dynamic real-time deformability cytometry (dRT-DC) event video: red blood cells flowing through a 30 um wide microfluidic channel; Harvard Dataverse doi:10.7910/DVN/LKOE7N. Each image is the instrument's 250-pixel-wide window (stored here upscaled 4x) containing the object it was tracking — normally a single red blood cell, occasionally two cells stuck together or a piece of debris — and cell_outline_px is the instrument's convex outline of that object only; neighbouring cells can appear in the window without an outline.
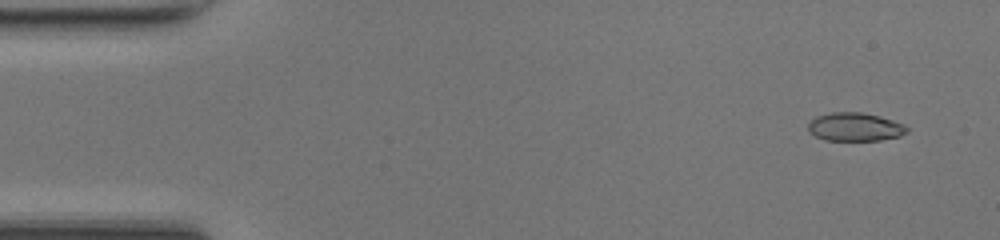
{"species": "common noctule bat (a hibernating species)", "species_latin": "Nyctalus noctula", "temperature_condition": "room temperature", "stored_images_in_passage": 47, "camera_frame_rate_fps": 3000, "um_per_image_px": 0.085, "animal": {"sex": "female", "body_mass_g": 17.0, "forearm_length_mm": 48.0}, "frame": {"image": 1, "passage_image": 1, "time_ms": 0.0, "image_size_px": [1000, 240], "cell_outline_px": [[908, 132], [900, 136], [880, 140], [824, 140], [816, 136], [808, 128], [808, 124], [816, 116], [832, 112], [860, 112], [880, 116], [904, 124], [908, 128]], "centroid_in_image_um": [72.7, 10.78], "position_along_channel_um": 12.3, "area_um2": 16.24}}
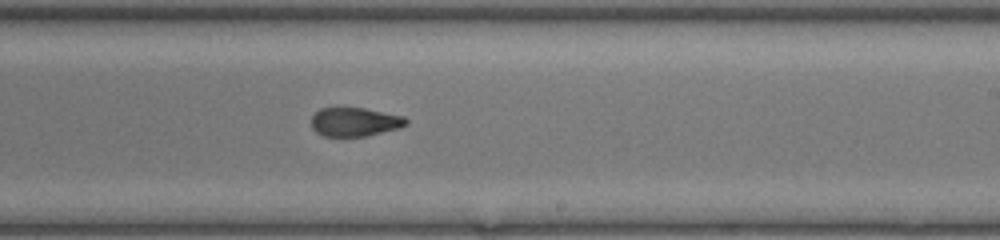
{"frame": {"image": 2, "passage_image": 27, "time_ms": 8.667, "image_size_px": [1000, 240], "cell_outline_px": [[408, 124], [400, 128], [368, 136], [324, 136], [316, 132], [312, 128], [312, 116], [320, 108], [336, 104], [340, 104], [364, 108], [404, 116], [408, 120]], "centroid_in_image_um": [30.13, 10.31], "position_along_channel_um": 258.9, "area_um2": 16.65}}
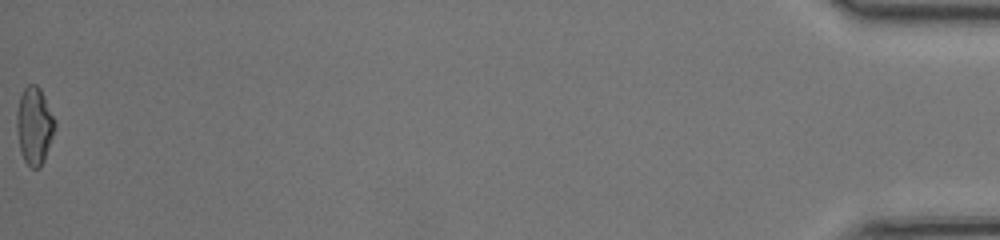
{"frame": {"image": 3, "passage_image": 47, "time_ms": 15.333, "image_size_px": [1000, 240], "cell_outline_px": [[56, 128], [44, 160], [40, 168], [32, 168], [24, 160], [20, 152], [16, 132], [16, 112], [20, 96], [24, 88], [28, 84], [36, 84], [40, 88], [56, 120]], "centroid_in_image_um": [2.91, 10.68], "position_along_channel_um": 432.3, "area_um2": 17.51}, "authors_computed_cell_mechanics": {"area_um2": 16.762, "velocity_mm_per_s": 4.2539, "shape_relaxation_time_tau1_ms": null, "shape_relaxation_time_tau2_ms": 1.7036, "deformation_change_tau1": null, "deformation_change_tau2": 0.0796}}